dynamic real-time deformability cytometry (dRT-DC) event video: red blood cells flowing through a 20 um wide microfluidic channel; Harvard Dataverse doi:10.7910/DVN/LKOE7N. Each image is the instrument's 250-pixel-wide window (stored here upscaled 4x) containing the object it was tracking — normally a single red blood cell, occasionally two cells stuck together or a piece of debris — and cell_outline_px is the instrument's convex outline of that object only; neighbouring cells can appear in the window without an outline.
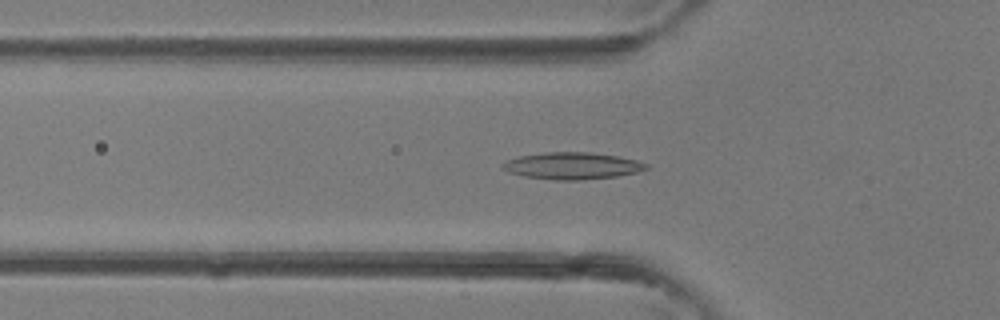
{"species": "common noctule bat (a hibernating species)", "species_latin": "Nyctalus noctula", "temperature_condition": "room temperature", "stored_images_in_passage": 39, "camera_frame_rate_fps": 3000, "um_per_image_px": 0.085, "animal": {"sex": "female"}, "frame": {"image": 1, "passage_image": 13, "time_ms": 4.0, "image_size_px": [1000, 320], "cell_outline_px": [[648, 168], [636, 172], [616, 176], [580, 180], [556, 180], [524, 176], [508, 172], [500, 168], [500, 164], [508, 160], [520, 156], [544, 152], [592, 152], [616, 156], [636, 160], [648, 164]], "centroid_in_image_um": [48.6, 14.09], "position_along_channel_um": 77.2, "area_um2": 22.43}}
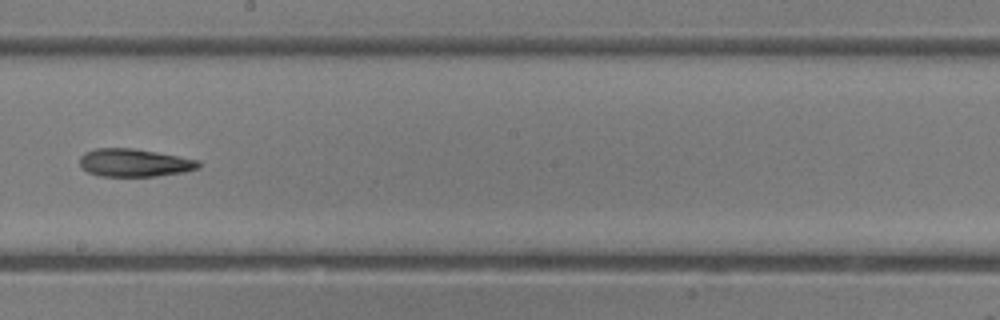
{"frame": {"image": 2, "passage_image": 22, "time_ms": 7.0, "image_size_px": [1000, 320], "cell_outline_px": [[200, 168], [184, 172], [156, 176], [100, 176], [88, 172], [80, 164], [80, 156], [84, 152], [96, 148], [132, 148], [156, 152], [200, 160]], "centroid_in_image_um": [11.43, 13.83], "position_along_channel_um": 236.8, "area_um2": 19.31}}
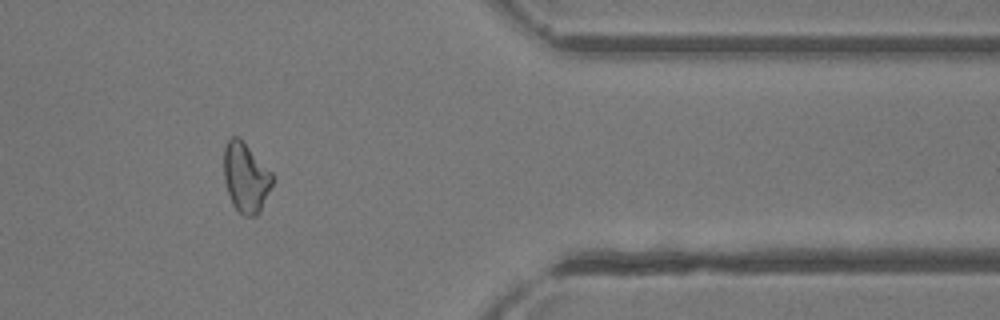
{"frame": {"image": 3, "passage_image": 32, "time_ms": 10.333, "image_size_px": [1000, 320], "cell_outline_px": [[276, 176], [260, 212], [256, 216], [244, 216], [232, 204], [224, 180], [224, 148], [228, 140], [232, 136], [240, 136]], "centroid_in_image_um": [20.91, 15.06], "position_along_channel_um": 390.5, "area_um2": 20.06}}